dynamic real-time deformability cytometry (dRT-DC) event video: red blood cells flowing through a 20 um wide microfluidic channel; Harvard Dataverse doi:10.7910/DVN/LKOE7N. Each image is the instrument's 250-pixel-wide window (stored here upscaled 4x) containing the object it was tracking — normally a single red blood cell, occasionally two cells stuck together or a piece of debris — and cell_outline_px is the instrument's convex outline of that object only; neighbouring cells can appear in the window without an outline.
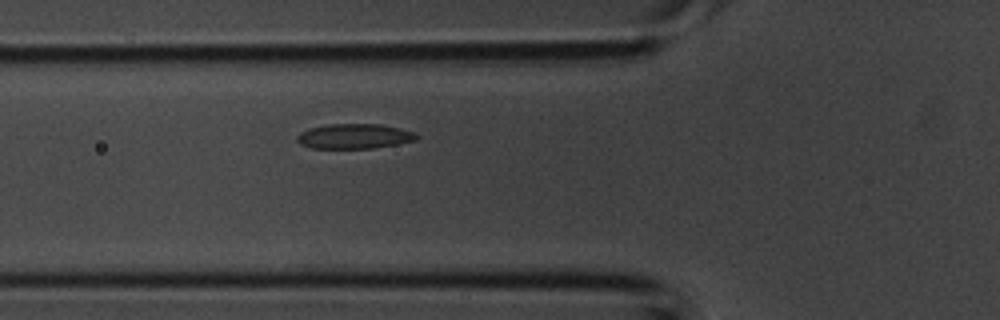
{"species": "common noctule bat (a hibernating species)", "species_latin": "Nyctalus noctula", "temperature_condition": "room temperature", "stored_images_in_passage": 3, "camera_frame_rate_fps": 3000, "um_per_image_px": 0.085, "animal": {"sex": "male", "body_mass_g": 20.1, "forearm_length_mm": 53.5}, "frame": {"image": 1, "passage_image": 3, "time_ms": 0.667, "image_size_px": [1000, 320], "cell_outline_px": [[420, 136], [416, 140], [396, 144], [372, 148], [312, 148], [300, 144], [296, 140], [296, 136], [300, 132], [312, 128], [328, 124], [380, 124], [400, 128], [416, 132]], "centroid_in_image_um": [30.14, 11.58], "position_along_channel_um": 95.7, "area_um2": 17.34}}